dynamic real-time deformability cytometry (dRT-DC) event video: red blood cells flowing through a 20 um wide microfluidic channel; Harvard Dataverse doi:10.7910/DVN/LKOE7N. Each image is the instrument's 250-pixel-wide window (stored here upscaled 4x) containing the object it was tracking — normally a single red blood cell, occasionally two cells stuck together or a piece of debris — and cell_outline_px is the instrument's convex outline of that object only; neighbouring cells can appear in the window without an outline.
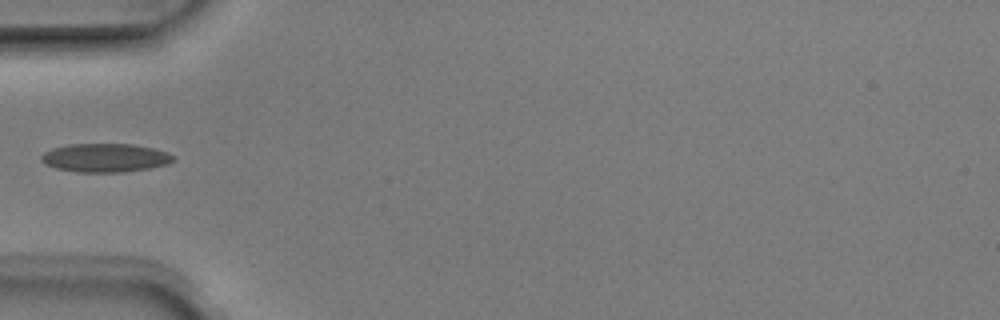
{"species": "Egyptian fruit bat (a non-hibernating species)", "species_latin": "Rousettus aegyptiacus", "temperature_condition": "room temperature", "stored_images_in_passage": 5, "camera_frame_rate_fps": 3000, "um_per_image_px": 0.085, "animal": {"sex": "male"}, "frame": {"image": 1, "passage_image": 4, "time_ms": 1.0, "image_size_px": [1000, 320], "cell_outline_px": [[176, 160], [168, 164], [152, 168], [124, 172], [80, 172], [56, 168], [44, 164], [40, 160], [40, 156], [44, 152], [52, 148], [68, 144], [132, 144], [152, 148], [168, 152], [176, 156]], "centroid_in_image_um": [8.97, 13.41], "position_along_channel_um": 76.0, "area_um2": 22.25}}
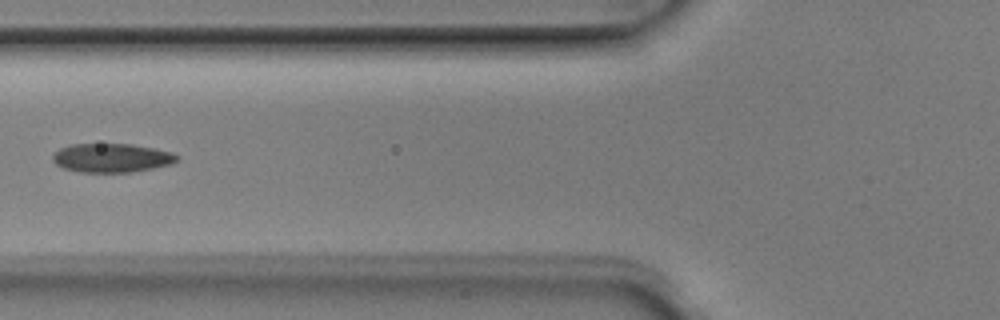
{"frame": {"image": 2, "passage_image": 5, "time_ms": 1.333, "image_size_px": [1000, 320], "cell_outline_px": [[180, 160], [172, 164], [132, 172], [80, 172], [64, 168], [56, 164], [52, 160], [52, 156], [60, 148], [72, 144], [132, 144], [172, 152], [180, 156]], "centroid_in_image_um": [9.52, 13.42], "position_along_channel_um": 116.3, "area_um2": 20.92}}